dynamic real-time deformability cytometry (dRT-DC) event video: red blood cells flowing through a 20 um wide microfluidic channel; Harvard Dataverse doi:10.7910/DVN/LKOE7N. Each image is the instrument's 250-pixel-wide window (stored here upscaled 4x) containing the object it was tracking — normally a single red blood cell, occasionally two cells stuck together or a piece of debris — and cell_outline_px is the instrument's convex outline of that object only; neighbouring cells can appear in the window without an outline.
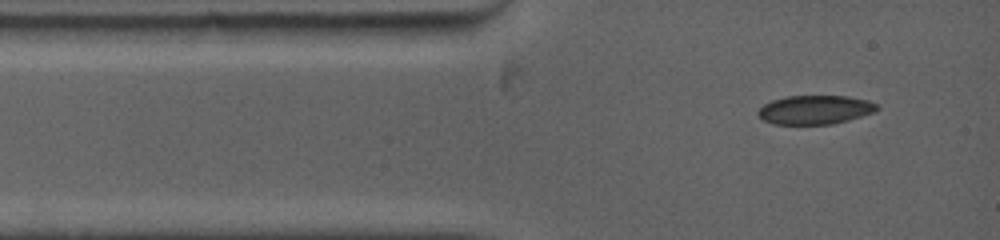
{"species": "common noctule bat (a hibernating species)", "species_latin": "Nyctalus noctula", "temperature_condition": "warm", "stored_images_in_passage": 3, "segment_of_instrument_passage": [1, 2], "camera_frame_rate_fps": 5000, "um_per_image_px": 0.085, "animal": {"sex": "female", "body_mass_g": 19.0, "forearm_length_mm": 53.3}, "frame": {"image": 1, "passage_image": 1, "time_ms": 0.0, "image_size_px": [1000, 240], "cell_outline_px": [[880, 108], [876, 112], [848, 120], [832, 124], [772, 124], [764, 120], [756, 112], [764, 104], [772, 100], [784, 96], [848, 96], [868, 100], [876, 104]], "centroid_in_image_um": [69.3, 9.32], "position_along_channel_um": 15.7, "area_um2": 20.11}}